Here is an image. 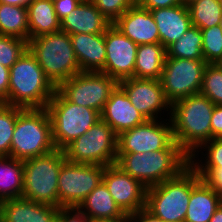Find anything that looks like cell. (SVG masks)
Instances as JSON below:
<instances>
[{
    "mask_svg": "<svg viewBox=\"0 0 222 222\" xmlns=\"http://www.w3.org/2000/svg\"><path fill=\"white\" fill-rule=\"evenodd\" d=\"M213 104L201 94L191 95L171 104L170 122L173 139L190 157L211 140Z\"/></svg>",
    "mask_w": 222,
    "mask_h": 222,
    "instance_id": "1",
    "label": "cell"
},
{
    "mask_svg": "<svg viewBox=\"0 0 222 222\" xmlns=\"http://www.w3.org/2000/svg\"><path fill=\"white\" fill-rule=\"evenodd\" d=\"M55 90L27 49L10 68L8 98L3 103L24 109L46 108Z\"/></svg>",
    "mask_w": 222,
    "mask_h": 222,
    "instance_id": "2",
    "label": "cell"
},
{
    "mask_svg": "<svg viewBox=\"0 0 222 222\" xmlns=\"http://www.w3.org/2000/svg\"><path fill=\"white\" fill-rule=\"evenodd\" d=\"M189 158L182 149L117 153L115 165L149 188L178 176L190 165Z\"/></svg>",
    "mask_w": 222,
    "mask_h": 222,
    "instance_id": "3",
    "label": "cell"
},
{
    "mask_svg": "<svg viewBox=\"0 0 222 222\" xmlns=\"http://www.w3.org/2000/svg\"><path fill=\"white\" fill-rule=\"evenodd\" d=\"M28 50L55 88L81 72L67 32L60 30L34 37L28 41Z\"/></svg>",
    "mask_w": 222,
    "mask_h": 222,
    "instance_id": "4",
    "label": "cell"
},
{
    "mask_svg": "<svg viewBox=\"0 0 222 222\" xmlns=\"http://www.w3.org/2000/svg\"><path fill=\"white\" fill-rule=\"evenodd\" d=\"M199 178L189 165L178 176L147 188L146 209L166 222H184L192 185Z\"/></svg>",
    "mask_w": 222,
    "mask_h": 222,
    "instance_id": "5",
    "label": "cell"
},
{
    "mask_svg": "<svg viewBox=\"0 0 222 222\" xmlns=\"http://www.w3.org/2000/svg\"><path fill=\"white\" fill-rule=\"evenodd\" d=\"M55 149L46 108L23 109L17 116L11 140V157L28 160Z\"/></svg>",
    "mask_w": 222,
    "mask_h": 222,
    "instance_id": "6",
    "label": "cell"
},
{
    "mask_svg": "<svg viewBox=\"0 0 222 222\" xmlns=\"http://www.w3.org/2000/svg\"><path fill=\"white\" fill-rule=\"evenodd\" d=\"M66 161L62 149L23 161L22 198L58 207V176Z\"/></svg>",
    "mask_w": 222,
    "mask_h": 222,
    "instance_id": "7",
    "label": "cell"
},
{
    "mask_svg": "<svg viewBox=\"0 0 222 222\" xmlns=\"http://www.w3.org/2000/svg\"><path fill=\"white\" fill-rule=\"evenodd\" d=\"M46 109L51 120L52 141L56 149L63 150L101 119L98 111L67 101L57 90Z\"/></svg>",
    "mask_w": 222,
    "mask_h": 222,
    "instance_id": "8",
    "label": "cell"
},
{
    "mask_svg": "<svg viewBox=\"0 0 222 222\" xmlns=\"http://www.w3.org/2000/svg\"><path fill=\"white\" fill-rule=\"evenodd\" d=\"M118 135L100 119L85 134L68 144L63 152L73 163L113 165L117 159Z\"/></svg>",
    "mask_w": 222,
    "mask_h": 222,
    "instance_id": "9",
    "label": "cell"
},
{
    "mask_svg": "<svg viewBox=\"0 0 222 222\" xmlns=\"http://www.w3.org/2000/svg\"><path fill=\"white\" fill-rule=\"evenodd\" d=\"M105 166L73 163L62 165L58 176V207L78 208L103 179Z\"/></svg>",
    "mask_w": 222,
    "mask_h": 222,
    "instance_id": "10",
    "label": "cell"
},
{
    "mask_svg": "<svg viewBox=\"0 0 222 222\" xmlns=\"http://www.w3.org/2000/svg\"><path fill=\"white\" fill-rule=\"evenodd\" d=\"M118 82L102 72H79L56 90L69 102L102 113Z\"/></svg>",
    "mask_w": 222,
    "mask_h": 222,
    "instance_id": "11",
    "label": "cell"
},
{
    "mask_svg": "<svg viewBox=\"0 0 222 222\" xmlns=\"http://www.w3.org/2000/svg\"><path fill=\"white\" fill-rule=\"evenodd\" d=\"M207 65L205 60L166 56L160 81L170 104L191 95L200 94Z\"/></svg>",
    "mask_w": 222,
    "mask_h": 222,
    "instance_id": "12",
    "label": "cell"
},
{
    "mask_svg": "<svg viewBox=\"0 0 222 222\" xmlns=\"http://www.w3.org/2000/svg\"><path fill=\"white\" fill-rule=\"evenodd\" d=\"M163 149H181L173 139L170 119L147 120L118 135L117 153H147Z\"/></svg>",
    "mask_w": 222,
    "mask_h": 222,
    "instance_id": "13",
    "label": "cell"
},
{
    "mask_svg": "<svg viewBox=\"0 0 222 222\" xmlns=\"http://www.w3.org/2000/svg\"><path fill=\"white\" fill-rule=\"evenodd\" d=\"M131 104L147 120L170 118L171 104L159 79L128 78L118 82ZM162 116V117H161Z\"/></svg>",
    "mask_w": 222,
    "mask_h": 222,
    "instance_id": "14",
    "label": "cell"
},
{
    "mask_svg": "<svg viewBox=\"0 0 222 222\" xmlns=\"http://www.w3.org/2000/svg\"><path fill=\"white\" fill-rule=\"evenodd\" d=\"M106 61L102 73L117 82L134 77L138 45L113 24L105 31Z\"/></svg>",
    "mask_w": 222,
    "mask_h": 222,
    "instance_id": "15",
    "label": "cell"
},
{
    "mask_svg": "<svg viewBox=\"0 0 222 222\" xmlns=\"http://www.w3.org/2000/svg\"><path fill=\"white\" fill-rule=\"evenodd\" d=\"M102 182L125 214L146 208L147 188L115 164L105 166Z\"/></svg>",
    "mask_w": 222,
    "mask_h": 222,
    "instance_id": "16",
    "label": "cell"
},
{
    "mask_svg": "<svg viewBox=\"0 0 222 222\" xmlns=\"http://www.w3.org/2000/svg\"><path fill=\"white\" fill-rule=\"evenodd\" d=\"M113 25L137 45L160 43L156 22L150 10L132 5Z\"/></svg>",
    "mask_w": 222,
    "mask_h": 222,
    "instance_id": "17",
    "label": "cell"
},
{
    "mask_svg": "<svg viewBox=\"0 0 222 222\" xmlns=\"http://www.w3.org/2000/svg\"><path fill=\"white\" fill-rule=\"evenodd\" d=\"M100 115L101 119L106 122L117 135L147 121L131 104L125 91L119 85L111 92L110 98L106 102Z\"/></svg>",
    "mask_w": 222,
    "mask_h": 222,
    "instance_id": "18",
    "label": "cell"
},
{
    "mask_svg": "<svg viewBox=\"0 0 222 222\" xmlns=\"http://www.w3.org/2000/svg\"><path fill=\"white\" fill-rule=\"evenodd\" d=\"M60 208L25 198H14L0 204L1 222H56Z\"/></svg>",
    "mask_w": 222,
    "mask_h": 222,
    "instance_id": "19",
    "label": "cell"
},
{
    "mask_svg": "<svg viewBox=\"0 0 222 222\" xmlns=\"http://www.w3.org/2000/svg\"><path fill=\"white\" fill-rule=\"evenodd\" d=\"M112 25L92 3L82 0L80 4L61 20V31L72 34H100Z\"/></svg>",
    "mask_w": 222,
    "mask_h": 222,
    "instance_id": "20",
    "label": "cell"
},
{
    "mask_svg": "<svg viewBox=\"0 0 222 222\" xmlns=\"http://www.w3.org/2000/svg\"><path fill=\"white\" fill-rule=\"evenodd\" d=\"M159 32L160 44L167 48L192 26L188 6L184 4L150 10Z\"/></svg>",
    "mask_w": 222,
    "mask_h": 222,
    "instance_id": "21",
    "label": "cell"
},
{
    "mask_svg": "<svg viewBox=\"0 0 222 222\" xmlns=\"http://www.w3.org/2000/svg\"><path fill=\"white\" fill-rule=\"evenodd\" d=\"M81 72H102L106 61L104 33L70 35Z\"/></svg>",
    "mask_w": 222,
    "mask_h": 222,
    "instance_id": "22",
    "label": "cell"
},
{
    "mask_svg": "<svg viewBox=\"0 0 222 222\" xmlns=\"http://www.w3.org/2000/svg\"><path fill=\"white\" fill-rule=\"evenodd\" d=\"M77 209L87 219L125 221L126 218L103 182L91 191Z\"/></svg>",
    "mask_w": 222,
    "mask_h": 222,
    "instance_id": "23",
    "label": "cell"
},
{
    "mask_svg": "<svg viewBox=\"0 0 222 222\" xmlns=\"http://www.w3.org/2000/svg\"><path fill=\"white\" fill-rule=\"evenodd\" d=\"M221 204L222 197L199 178L192 185L184 222H210Z\"/></svg>",
    "mask_w": 222,
    "mask_h": 222,
    "instance_id": "24",
    "label": "cell"
},
{
    "mask_svg": "<svg viewBox=\"0 0 222 222\" xmlns=\"http://www.w3.org/2000/svg\"><path fill=\"white\" fill-rule=\"evenodd\" d=\"M27 16L29 40L61 30V21L56 15L54 4L51 0H34L27 7Z\"/></svg>",
    "mask_w": 222,
    "mask_h": 222,
    "instance_id": "25",
    "label": "cell"
},
{
    "mask_svg": "<svg viewBox=\"0 0 222 222\" xmlns=\"http://www.w3.org/2000/svg\"><path fill=\"white\" fill-rule=\"evenodd\" d=\"M165 58L166 48L160 43L138 45L134 78L160 80Z\"/></svg>",
    "mask_w": 222,
    "mask_h": 222,
    "instance_id": "26",
    "label": "cell"
},
{
    "mask_svg": "<svg viewBox=\"0 0 222 222\" xmlns=\"http://www.w3.org/2000/svg\"><path fill=\"white\" fill-rule=\"evenodd\" d=\"M23 187V161L0 156V202L21 198Z\"/></svg>",
    "mask_w": 222,
    "mask_h": 222,
    "instance_id": "27",
    "label": "cell"
},
{
    "mask_svg": "<svg viewBox=\"0 0 222 222\" xmlns=\"http://www.w3.org/2000/svg\"><path fill=\"white\" fill-rule=\"evenodd\" d=\"M0 35L29 41L27 8L0 3Z\"/></svg>",
    "mask_w": 222,
    "mask_h": 222,
    "instance_id": "28",
    "label": "cell"
},
{
    "mask_svg": "<svg viewBox=\"0 0 222 222\" xmlns=\"http://www.w3.org/2000/svg\"><path fill=\"white\" fill-rule=\"evenodd\" d=\"M166 56L191 60H204L201 29L191 26L176 42L166 48Z\"/></svg>",
    "mask_w": 222,
    "mask_h": 222,
    "instance_id": "29",
    "label": "cell"
},
{
    "mask_svg": "<svg viewBox=\"0 0 222 222\" xmlns=\"http://www.w3.org/2000/svg\"><path fill=\"white\" fill-rule=\"evenodd\" d=\"M188 8L193 26L204 29L219 25L222 17L219 0H196Z\"/></svg>",
    "mask_w": 222,
    "mask_h": 222,
    "instance_id": "30",
    "label": "cell"
},
{
    "mask_svg": "<svg viewBox=\"0 0 222 222\" xmlns=\"http://www.w3.org/2000/svg\"><path fill=\"white\" fill-rule=\"evenodd\" d=\"M24 108L0 102V156L11 157V140L18 114Z\"/></svg>",
    "mask_w": 222,
    "mask_h": 222,
    "instance_id": "31",
    "label": "cell"
},
{
    "mask_svg": "<svg viewBox=\"0 0 222 222\" xmlns=\"http://www.w3.org/2000/svg\"><path fill=\"white\" fill-rule=\"evenodd\" d=\"M189 160L191 167H222V138H213L206 142Z\"/></svg>",
    "mask_w": 222,
    "mask_h": 222,
    "instance_id": "32",
    "label": "cell"
},
{
    "mask_svg": "<svg viewBox=\"0 0 222 222\" xmlns=\"http://www.w3.org/2000/svg\"><path fill=\"white\" fill-rule=\"evenodd\" d=\"M200 94L207 97L213 104L222 105V70L215 64L206 66Z\"/></svg>",
    "mask_w": 222,
    "mask_h": 222,
    "instance_id": "33",
    "label": "cell"
},
{
    "mask_svg": "<svg viewBox=\"0 0 222 222\" xmlns=\"http://www.w3.org/2000/svg\"><path fill=\"white\" fill-rule=\"evenodd\" d=\"M202 54L208 64H214L222 57V29L219 25L201 29Z\"/></svg>",
    "mask_w": 222,
    "mask_h": 222,
    "instance_id": "34",
    "label": "cell"
},
{
    "mask_svg": "<svg viewBox=\"0 0 222 222\" xmlns=\"http://www.w3.org/2000/svg\"><path fill=\"white\" fill-rule=\"evenodd\" d=\"M27 49V41L18 37L0 35V64L10 69Z\"/></svg>",
    "mask_w": 222,
    "mask_h": 222,
    "instance_id": "35",
    "label": "cell"
},
{
    "mask_svg": "<svg viewBox=\"0 0 222 222\" xmlns=\"http://www.w3.org/2000/svg\"><path fill=\"white\" fill-rule=\"evenodd\" d=\"M96 8L113 24L136 0H91Z\"/></svg>",
    "mask_w": 222,
    "mask_h": 222,
    "instance_id": "36",
    "label": "cell"
},
{
    "mask_svg": "<svg viewBox=\"0 0 222 222\" xmlns=\"http://www.w3.org/2000/svg\"><path fill=\"white\" fill-rule=\"evenodd\" d=\"M199 177L222 197V167H192Z\"/></svg>",
    "mask_w": 222,
    "mask_h": 222,
    "instance_id": "37",
    "label": "cell"
},
{
    "mask_svg": "<svg viewBox=\"0 0 222 222\" xmlns=\"http://www.w3.org/2000/svg\"><path fill=\"white\" fill-rule=\"evenodd\" d=\"M87 217L77 208H60L56 222H86Z\"/></svg>",
    "mask_w": 222,
    "mask_h": 222,
    "instance_id": "38",
    "label": "cell"
},
{
    "mask_svg": "<svg viewBox=\"0 0 222 222\" xmlns=\"http://www.w3.org/2000/svg\"><path fill=\"white\" fill-rule=\"evenodd\" d=\"M82 0H56L53 1L58 19L61 21L71 11L76 9Z\"/></svg>",
    "mask_w": 222,
    "mask_h": 222,
    "instance_id": "39",
    "label": "cell"
},
{
    "mask_svg": "<svg viewBox=\"0 0 222 222\" xmlns=\"http://www.w3.org/2000/svg\"><path fill=\"white\" fill-rule=\"evenodd\" d=\"M125 222H166L163 219L155 217L146 208L136 212L126 214Z\"/></svg>",
    "mask_w": 222,
    "mask_h": 222,
    "instance_id": "40",
    "label": "cell"
},
{
    "mask_svg": "<svg viewBox=\"0 0 222 222\" xmlns=\"http://www.w3.org/2000/svg\"><path fill=\"white\" fill-rule=\"evenodd\" d=\"M222 138V105H215L211 119V139Z\"/></svg>",
    "mask_w": 222,
    "mask_h": 222,
    "instance_id": "41",
    "label": "cell"
},
{
    "mask_svg": "<svg viewBox=\"0 0 222 222\" xmlns=\"http://www.w3.org/2000/svg\"><path fill=\"white\" fill-rule=\"evenodd\" d=\"M136 3L148 10L181 5L182 0H136Z\"/></svg>",
    "mask_w": 222,
    "mask_h": 222,
    "instance_id": "42",
    "label": "cell"
},
{
    "mask_svg": "<svg viewBox=\"0 0 222 222\" xmlns=\"http://www.w3.org/2000/svg\"><path fill=\"white\" fill-rule=\"evenodd\" d=\"M10 69L0 64V102L8 98Z\"/></svg>",
    "mask_w": 222,
    "mask_h": 222,
    "instance_id": "43",
    "label": "cell"
},
{
    "mask_svg": "<svg viewBox=\"0 0 222 222\" xmlns=\"http://www.w3.org/2000/svg\"><path fill=\"white\" fill-rule=\"evenodd\" d=\"M34 0H0V3L27 8Z\"/></svg>",
    "mask_w": 222,
    "mask_h": 222,
    "instance_id": "44",
    "label": "cell"
},
{
    "mask_svg": "<svg viewBox=\"0 0 222 222\" xmlns=\"http://www.w3.org/2000/svg\"><path fill=\"white\" fill-rule=\"evenodd\" d=\"M210 222H222V204L215 211L214 215L210 219Z\"/></svg>",
    "mask_w": 222,
    "mask_h": 222,
    "instance_id": "45",
    "label": "cell"
},
{
    "mask_svg": "<svg viewBox=\"0 0 222 222\" xmlns=\"http://www.w3.org/2000/svg\"><path fill=\"white\" fill-rule=\"evenodd\" d=\"M86 222H125V221H112V220H102V219H87Z\"/></svg>",
    "mask_w": 222,
    "mask_h": 222,
    "instance_id": "46",
    "label": "cell"
},
{
    "mask_svg": "<svg viewBox=\"0 0 222 222\" xmlns=\"http://www.w3.org/2000/svg\"><path fill=\"white\" fill-rule=\"evenodd\" d=\"M220 70H222V57L214 63Z\"/></svg>",
    "mask_w": 222,
    "mask_h": 222,
    "instance_id": "47",
    "label": "cell"
},
{
    "mask_svg": "<svg viewBox=\"0 0 222 222\" xmlns=\"http://www.w3.org/2000/svg\"><path fill=\"white\" fill-rule=\"evenodd\" d=\"M194 1H196V0H182V4H184L185 6H188L189 4H191Z\"/></svg>",
    "mask_w": 222,
    "mask_h": 222,
    "instance_id": "48",
    "label": "cell"
},
{
    "mask_svg": "<svg viewBox=\"0 0 222 222\" xmlns=\"http://www.w3.org/2000/svg\"><path fill=\"white\" fill-rule=\"evenodd\" d=\"M220 28L222 29V17L220 19V23H219Z\"/></svg>",
    "mask_w": 222,
    "mask_h": 222,
    "instance_id": "49",
    "label": "cell"
}]
</instances>
